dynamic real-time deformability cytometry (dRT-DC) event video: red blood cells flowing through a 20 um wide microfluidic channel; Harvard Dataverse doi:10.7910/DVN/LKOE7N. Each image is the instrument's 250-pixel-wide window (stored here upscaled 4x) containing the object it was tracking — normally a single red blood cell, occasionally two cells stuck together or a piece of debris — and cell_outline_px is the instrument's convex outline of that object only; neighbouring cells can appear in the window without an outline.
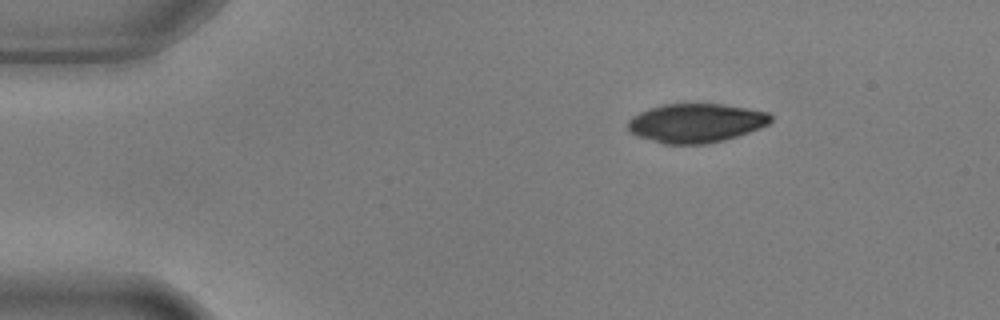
{"species": "common noctule bat (a hibernating species)", "species_latin": "Nyctalus noctula", "temperature_condition": "warm", "stored_images_in_passage": 3, "camera_frame_rate_fps": 3000, "um_per_image_px": 0.085, "animal": {"sex": "male", "body_mass_g": 17.9, "forearm_length_mm": 54.2}, "frame": {"image": 1, "passage_image": 1, "time_ms": 0.0, "image_size_px": [1000, 320], "cell_outline_px": [[772, 120], [768, 124], [760, 128], [724, 140], [708, 144], [664, 144], [636, 136], [628, 132], [628, 120], [632, 116], [648, 108], [664, 104], [724, 104], [748, 108], [768, 112], [772, 116]], "centroid_in_image_um": [59.14, 10.46], "position_along_channel_um": 25.9, "area_um2": 32.66}}